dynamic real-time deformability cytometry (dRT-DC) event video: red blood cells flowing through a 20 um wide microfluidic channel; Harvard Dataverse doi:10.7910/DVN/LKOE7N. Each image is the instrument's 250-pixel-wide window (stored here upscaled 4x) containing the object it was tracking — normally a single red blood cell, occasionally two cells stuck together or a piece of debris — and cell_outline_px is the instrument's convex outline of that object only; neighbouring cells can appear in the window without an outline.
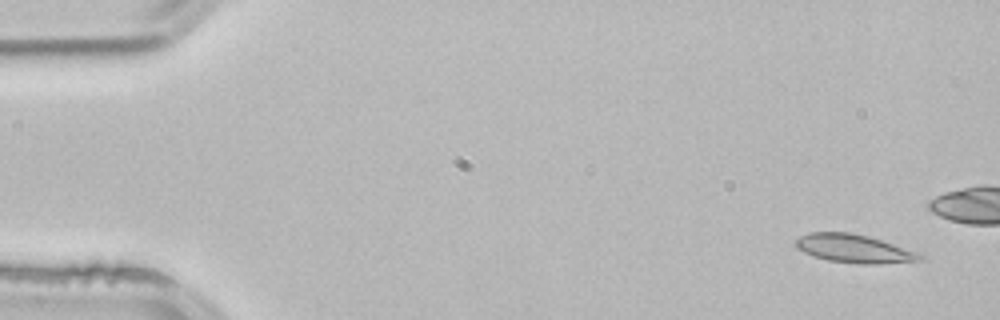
{"species": "common noctule bat (a hibernating species)", "species_latin": "Nyctalus noctula", "temperature_condition": "room temperature", "stored_images_in_passage": 4, "camera_frame_rate_fps": 3000, "um_per_image_px": 0.085, "animal": {"sex": "male", "body_mass_g": 21.5, "forearm_length_mm": 52.0}, "frame": {"image": 1, "passage_image": 1, "time_ms": 0.0, "image_size_px": [1000, 320], "cell_outline_px": [[924, 260], [880, 264], [864, 264], [828, 260], [804, 252], [796, 248], [796, 240], [800, 236], [808, 232], [852, 232], [868, 236], [924, 252]], "centroid_in_image_um": [72.71, 21.13], "position_along_channel_um": 12.3, "area_um2": 20.87}}